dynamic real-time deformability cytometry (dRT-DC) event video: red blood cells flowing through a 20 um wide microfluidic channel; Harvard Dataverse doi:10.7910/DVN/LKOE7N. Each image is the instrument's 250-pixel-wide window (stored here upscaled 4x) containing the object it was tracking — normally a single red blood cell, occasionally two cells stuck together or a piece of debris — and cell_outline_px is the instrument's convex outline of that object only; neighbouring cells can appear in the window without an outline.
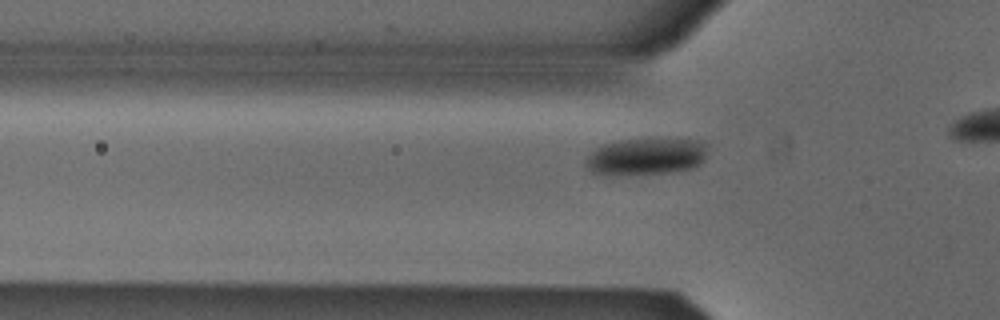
{"species": "Egyptian fruit bat (a non-hibernating species)", "species_latin": "Rousettus aegyptiacus", "temperature_condition": "cold", "stored_images_in_passage": 11, "camera_frame_rate_fps": 3000, "um_per_image_px": 0.085, "animal": {"sex": "male"}, "frame": {"image": 1, "passage_image": 5, "time_ms": 1.333, "image_size_px": [1000, 320], "cell_outline_px": [[704, 160], [700, 164], [692, 168], [668, 172], [604, 176], [592, 172], [584, 164], [584, 160], [596, 148], [604, 144], [620, 140], [700, 140], [704, 144]], "centroid_in_image_um": [54.83, 13.33], "position_along_channel_um": 71.0, "area_um2": 25.78}}
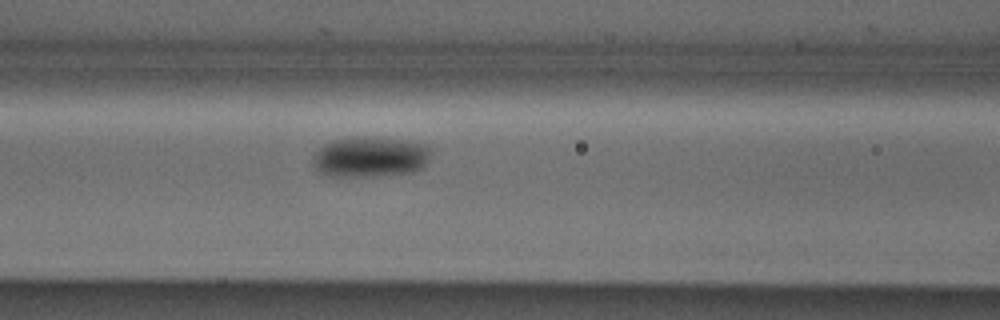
{"frame": {"image": 2, "passage_image": 10, "time_ms": 3.0, "image_size_px": [1000, 320], "cell_outline_px": [[428, 160], [424, 168], [412, 172], [376, 176], [328, 176], [320, 172], [312, 164], [312, 156], [324, 144], [332, 140], [348, 136], [380, 136], [428, 144]], "centroid_in_image_um": [31.45, 13.31], "position_along_channel_um": 135.2, "area_um2": 28.38}}